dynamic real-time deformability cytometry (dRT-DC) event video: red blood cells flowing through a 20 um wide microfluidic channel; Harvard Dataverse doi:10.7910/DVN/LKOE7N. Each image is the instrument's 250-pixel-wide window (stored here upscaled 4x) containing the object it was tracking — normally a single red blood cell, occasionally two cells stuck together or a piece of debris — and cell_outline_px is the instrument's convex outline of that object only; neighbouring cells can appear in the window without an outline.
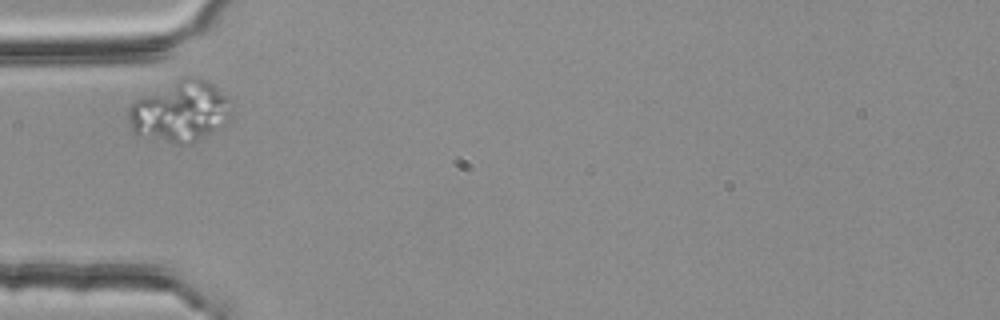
{"species": "common noctule bat (a hibernating species)", "species_latin": "Nyctalus noctula", "temperature_condition": "room temperature", "stored_images_in_passage": 2, "camera_frame_rate_fps": 3000, "um_per_image_px": 0.085, "animal": {"sex": "female", "body_mass_g": 25.1}, "frame": {"image": 1, "passage_image": 1, "time_ms": 0.0, "image_size_px": [1000, 320], "cell_outline_px": [[232, 116], [224, 124], [212, 132], [188, 144], [180, 144], [136, 136], [132, 132], [128, 116], [128, 108], [136, 100], [180, 76], [196, 76], [208, 80], [228, 96], [232, 100]], "centroid_in_image_um": [15.34, 9.44], "position_along_channel_um": 69.7, "area_um2": 37.17}}
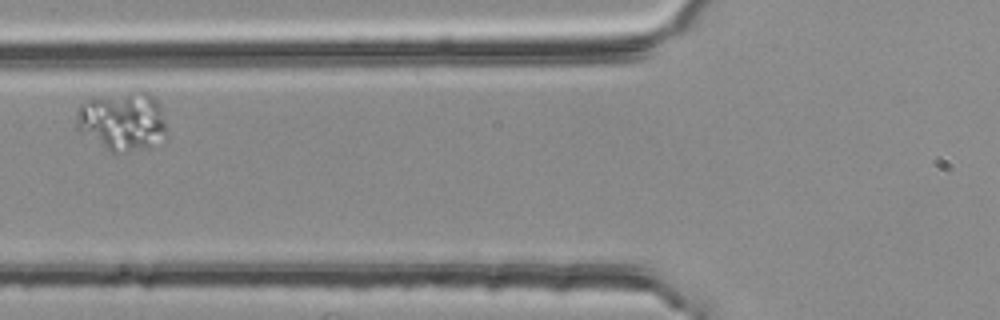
{"frame": {"image": 2, "passage_image": 2, "time_ms": 0.333, "image_size_px": [1000, 320], "cell_outline_px": [[164, 132], [152, 148], [128, 152], [112, 152], [76, 132], [76, 108], [80, 104], [92, 96], [140, 88], [144, 88], [160, 104], [164, 124]], "centroid_in_image_um": [10.32, 10.24], "position_along_channel_um": 115.5, "area_um2": 32.08}}